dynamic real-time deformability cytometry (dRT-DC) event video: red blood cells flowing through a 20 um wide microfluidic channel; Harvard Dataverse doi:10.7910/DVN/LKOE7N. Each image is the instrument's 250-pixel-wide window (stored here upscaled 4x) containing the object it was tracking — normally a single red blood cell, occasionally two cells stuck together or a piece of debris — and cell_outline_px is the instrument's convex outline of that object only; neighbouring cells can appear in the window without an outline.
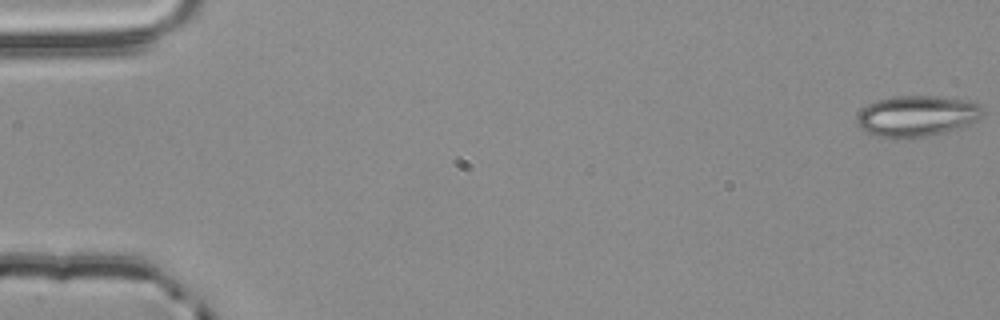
{"species": "common noctule bat (a hibernating species)", "species_latin": "Nyctalus noctula", "temperature_condition": "room temperature", "stored_images_in_passage": 55, "camera_frame_rate_fps": 3000, "um_per_image_px": 0.085, "animal": {"sex": "male", "body_mass_g": 20.4}, "frame": {"image": 1, "passage_image": 1, "time_ms": 0.0, "image_size_px": [1000, 320], "cell_outline_px": [[984, 112], [980, 120], [956, 128], [928, 136], [876, 136], [864, 132], [856, 124], [856, 120], [860, 112], [868, 104], [880, 100], [896, 96], [936, 96], [964, 100], [980, 104], [984, 108]], "centroid_in_image_um": [77.96, 9.84], "position_along_channel_um": 7.0, "area_um2": 29.48}}
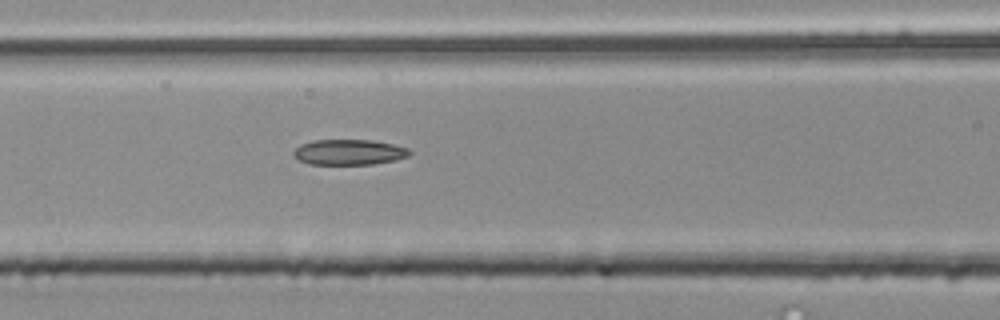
{"frame": {"image": 2, "passage_image": 24, "time_ms": 7.667, "image_size_px": [1000, 320], "cell_outline_px": [[412, 152], [408, 156], [392, 160], [372, 164], [308, 164], [300, 160], [292, 152], [300, 144], [312, 140], [372, 140], [392, 144], [408, 148]], "centroid_in_image_um": [29.65, 12.92], "position_along_channel_um": 137.0, "area_um2": 17.05}}
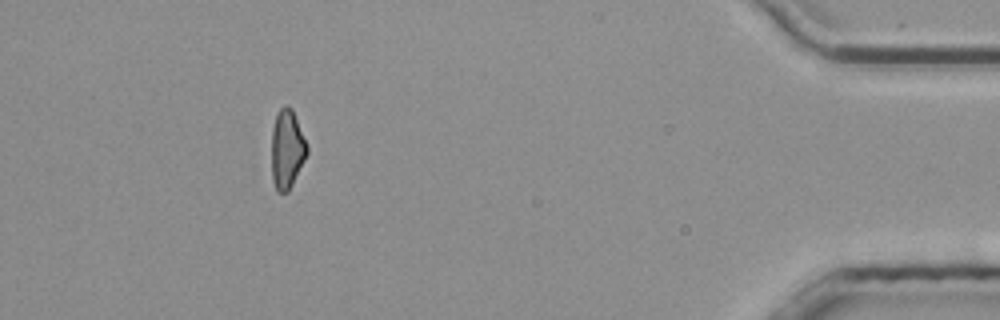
{"frame": {"image": 3, "passage_image": 50, "time_ms": 16.333, "image_size_px": [1000, 320], "cell_outline_px": [[308, 152], [288, 192], [276, 192], [272, 180], [272, 128], [276, 112], [284, 104], [292, 108], [308, 148]], "centroid_in_image_um": [24.37, 12.67], "position_along_channel_um": 410.8, "area_um2": 16.24}, "authors_computed_cell_mechanics": {"area_um2": 17.2822, "velocity_mm_per_s": 3.8746, "shape_relaxation_time_tau1_ms": null, "shape_relaxation_time_tau2_ms": 8.6328, "deformation_change_tau1": null, "deformation_change_tau2": 0.1954}}